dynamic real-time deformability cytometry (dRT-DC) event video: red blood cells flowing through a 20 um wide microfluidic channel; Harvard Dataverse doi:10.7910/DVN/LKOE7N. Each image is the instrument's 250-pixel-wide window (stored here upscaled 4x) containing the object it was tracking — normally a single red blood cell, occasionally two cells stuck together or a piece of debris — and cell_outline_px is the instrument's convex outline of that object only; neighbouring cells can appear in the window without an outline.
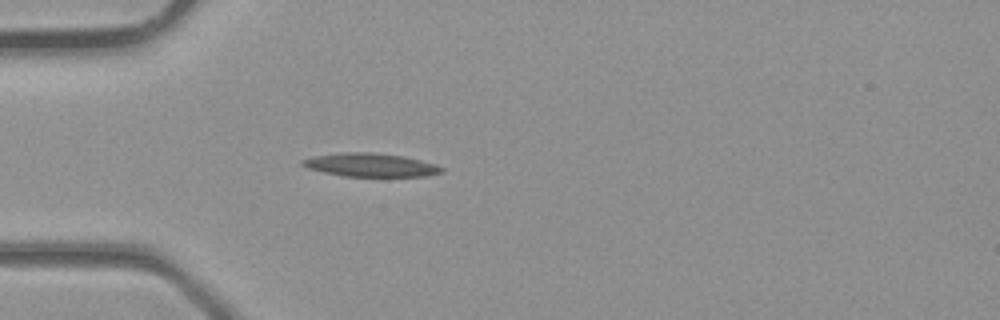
{"species": "common noctule bat (a hibernating species)", "species_latin": "Nyctalus noctula", "temperature_condition": "room temperature", "stored_images_in_passage": 5, "camera_frame_rate_fps": 3000, "um_per_image_px": 0.085, "animal": {"sex": "male", "body_mass_g": 23.1, "forearm_length_mm": 52.7}, "frame": {"image": 1, "passage_image": 5, "time_ms": 1.333, "image_size_px": [1000, 320], "cell_outline_px": [[444, 172], [424, 176], [344, 176], [324, 172], [308, 168], [300, 164], [300, 160], [312, 156], [344, 152], [372, 152], [404, 156], [436, 164], [444, 168]], "centroid_in_image_um": [31.49, 14.01], "position_along_channel_um": 53.5, "area_um2": 19.02}}